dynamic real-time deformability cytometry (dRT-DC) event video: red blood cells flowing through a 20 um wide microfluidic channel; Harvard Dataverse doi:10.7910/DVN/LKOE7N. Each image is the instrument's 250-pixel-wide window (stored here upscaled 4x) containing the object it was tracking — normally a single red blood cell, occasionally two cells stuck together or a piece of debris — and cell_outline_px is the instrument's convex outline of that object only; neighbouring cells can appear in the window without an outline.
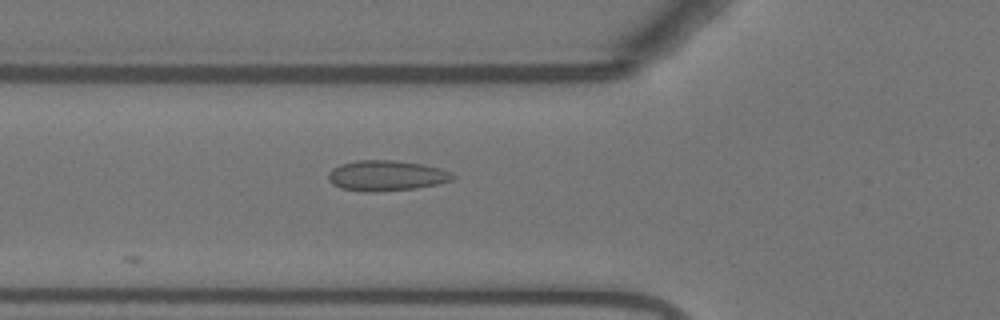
{"species": "Egyptian fruit bat (a non-hibernating species)", "species_latin": "Rousettus aegyptiacus", "temperature_condition": "warm", "stored_images_in_passage": 21, "camera_frame_rate_fps": 3000, "um_per_image_px": 0.085, "animal": {"sex": "female"}, "frame": {"image": 1, "passage_image": 4, "time_ms": 1.0, "image_size_px": [1000, 320], "cell_outline_px": [[456, 176], [452, 180], [436, 184], [416, 188], [372, 192], [364, 192], [340, 188], [332, 184], [328, 180], [328, 172], [332, 168], [340, 164], [356, 160], [392, 160], [420, 164], [440, 168], [452, 172]], "centroid_in_image_um": [32.8, 14.93], "position_along_channel_um": 93.0, "area_um2": 22.14}}
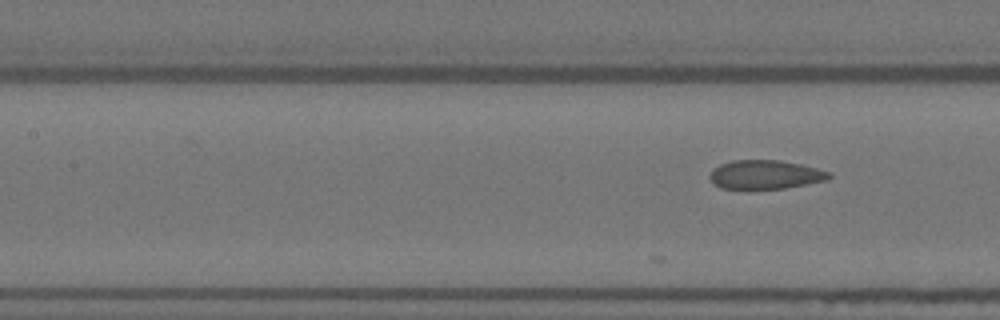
{"frame": {"image": 2, "passage_image": 8, "time_ms": 2.333, "image_size_px": [1000, 320], "cell_outline_px": [[832, 176], [828, 180], [784, 188], [748, 192], [744, 192], [720, 188], [712, 184], [708, 176], [712, 168], [720, 164], [732, 160], [780, 160], [800, 164], [832, 172]], "centroid_in_image_um": [64.96, 14.89], "position_along_channel_um": 142.4, "area_um2": 21.15}}
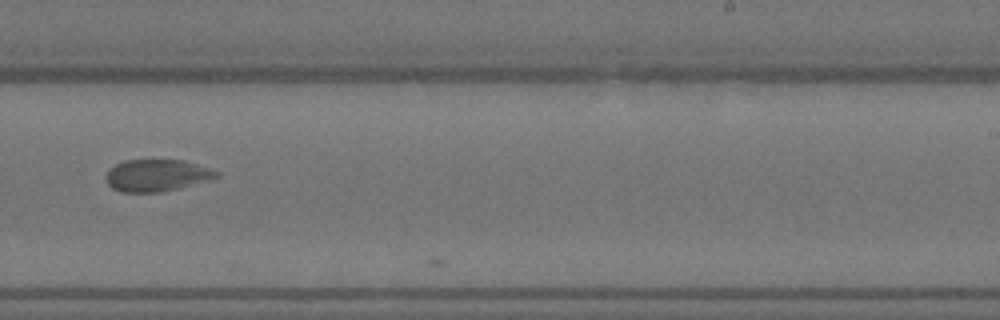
{"frame": {"image": 3, "passage_image": 19, "time_ms": 6.0, "image_size_px": [1000, 320], "cell_outline_px": [[220, 176], [180, 188], [160, 192], [120, 192], [112, 188], [108, 184], [104, 176], [108, 168], [124, 160], [184, 160], [220, 172]], "centroid_in_image_um": [13.27, 14.91], "position_along_channel_um": 275.7, "area_um2": 20.63}}